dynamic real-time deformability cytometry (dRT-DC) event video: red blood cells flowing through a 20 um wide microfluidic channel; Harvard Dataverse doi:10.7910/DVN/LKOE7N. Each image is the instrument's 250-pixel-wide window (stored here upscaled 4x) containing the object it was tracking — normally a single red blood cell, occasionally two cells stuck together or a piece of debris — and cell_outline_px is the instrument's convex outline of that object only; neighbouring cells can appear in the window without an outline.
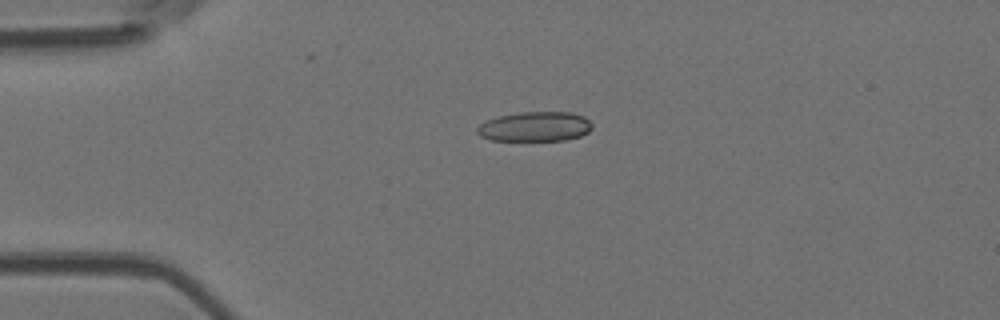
{"species": "Egyptian fruit bat (a non-hibernating species)", "species_latin": "Rousettus aegyptiacus", "temperature_condition": "room temperature", "stored_images_in_passage": 5, "camera_frame_rate_fps": 3000, "um_per_image_px": 0.085, "animal": {"sex": "female"}, "frame": {"image": 1, "passage_image": 3, "time_ms": 2.0, "image_size_px": [1000, 320], "cell_outline_px": [[592, 128], [588, 132], [580, 136], [568, 140], [492, 140], [480, 136], [476, 132], [476, 128], [480, 124], [496, 116], [520, 112], [572, 112], [584, 116], [592, 124]], "centroid_in_image_um": [45.48, 10.75], "position_along_channel_um": 39.5, "area_um2": 20.0}}
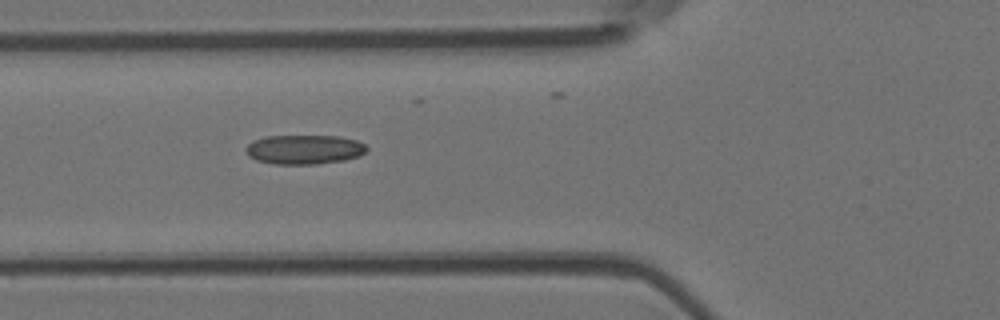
{"frame": {"image": 2, "passage_image": 5, "time_ms": 4.333, "image_size_px": [1000, 320], "cell_outline_px": [[368, 148], [360, 156], [344, 160], [316, 164], [276, 164], [256, 160], [248, 156], [244, 148], [252, 140], [264, 136], [340, 136], [356, 140], [364, 144]], "centroid_in_image_um": [25.83, 12.7], "position_along_channel_um": 100.0, "area_um2": 20.81}}